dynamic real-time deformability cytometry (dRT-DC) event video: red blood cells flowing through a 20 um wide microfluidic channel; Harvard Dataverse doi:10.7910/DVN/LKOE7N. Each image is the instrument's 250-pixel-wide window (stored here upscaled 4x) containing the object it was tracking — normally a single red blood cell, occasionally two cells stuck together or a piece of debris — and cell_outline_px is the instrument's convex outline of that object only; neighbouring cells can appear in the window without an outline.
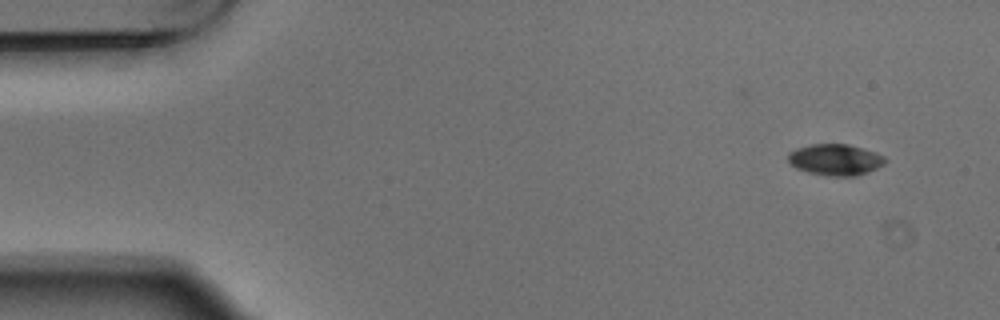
{"species": "Egyptian fruit bat (a non-hibernating species)", "species_latin": "Rousettus aegyptiacus", "temperature_condition": "warm", "stored_images_in_passage": 5, "camera_frame_rate_fps": 3000, "um_per_image_px": 0.085, "animal": {"sex": "male"}, "frame": {"image": 1, "passage_image": 1, "time_ms": 0.0, "image_size_px": [1000, 320], "cell_outline_px": [[888, 160], [884, 164], [868, 172], [856, 176], [832, 176], [808, 172], [796, 168], [788, 164], [788, 152], [796, 148], [812, 144], [848, 144], [876, 152], [884, 156]], "centroid_in_image_um": [70.99, 13.57], "position_along_channel_um": 14.0, "area_um2": 17.8}}
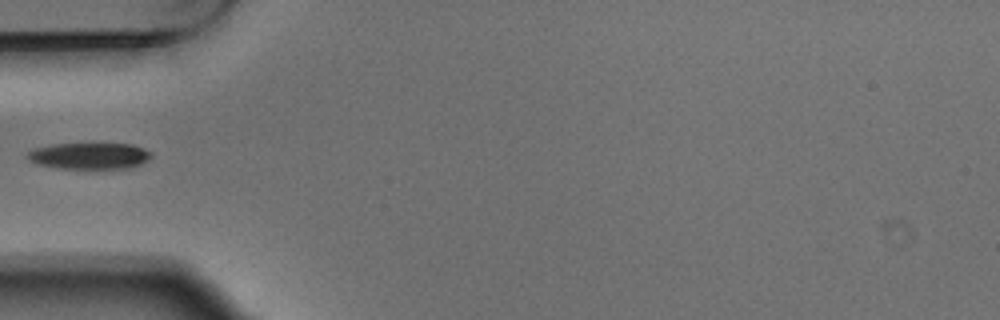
{"frame": {"image": 2, "passage_image": 4, "time_ms": 1.0, "image_size_px": [1000, 320], "cell_outline_px": [[152, 156], [148, 160], [140, 164], [128, 168], [60, 168], [36, 164], [28, 160], [24, 156], [28, 152], [36, 148], [52, 144], [132, 144], [144, 148], [152, 152]], "centroid_in_image_um": [7.59, 13.25], "position_along_channel_um": 77.4, "area_um2": 19.02}}
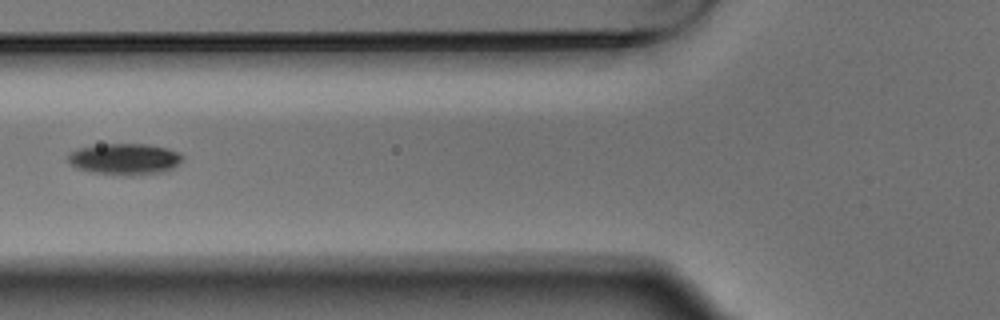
{"frame": {"image": 3, "passage_image": 5, "time_ms": 1.333, "image_size_px": [1000, 320], "cell_outline_px": [[180, 160], [172, 168], [164, 172], [132, 176], [128, 176], [92, 172], [76, 168], [68, 160], [68, 156], [76, 148], [104, 144], [144, 144], [164, 148], [176, 152], [180, 156]], "centroid_in_image_um": [10.54, 13.53], "position_along_channel_um": 115.3, "area_um2": 20.52}}